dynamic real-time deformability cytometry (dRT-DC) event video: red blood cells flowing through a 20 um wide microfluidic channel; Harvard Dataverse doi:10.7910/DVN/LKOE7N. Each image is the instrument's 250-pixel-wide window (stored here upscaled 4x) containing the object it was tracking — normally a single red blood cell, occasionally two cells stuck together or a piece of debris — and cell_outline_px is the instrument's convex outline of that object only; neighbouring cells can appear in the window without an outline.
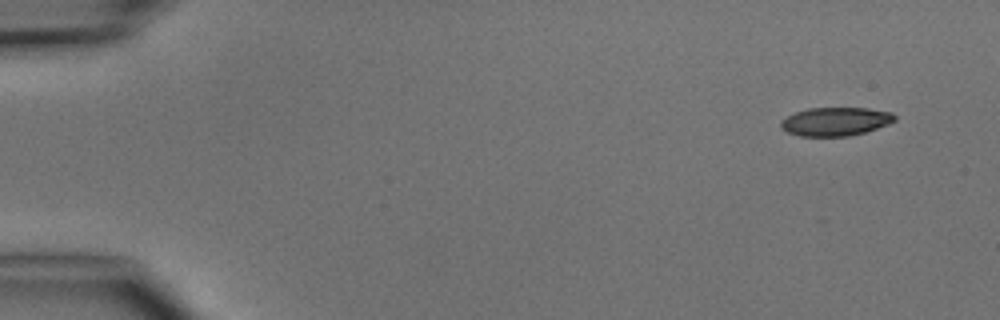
{"species": "common noctule bat (a hibernating species)", "species_latin": "Nyctalus noctula", "temperature_condition": "cold", "stored_images_in_passage": 4, "camera_frame_rate_fps": 3000, "um_per_image_px": 0.085, "animal": {"sex": "male", "body_mass_g": 15.6}, "frame": {"image": 1, "passage_image": 1, "time_ms": 0.0, "image_size_px": [1000, 320], "cell_outline_px": [[896, 120], [888, 124], [864, 132], [848, 136], [800, 136], [788, 132], [780, 128], [780, 120], [796, 112], [808, 108], [868, 108], [892, 112], [896, 116]], "centroid_in_image_um": [71.01, 10.32], "position_along_channel_um": 14.0, "area_um2": 18.9}}
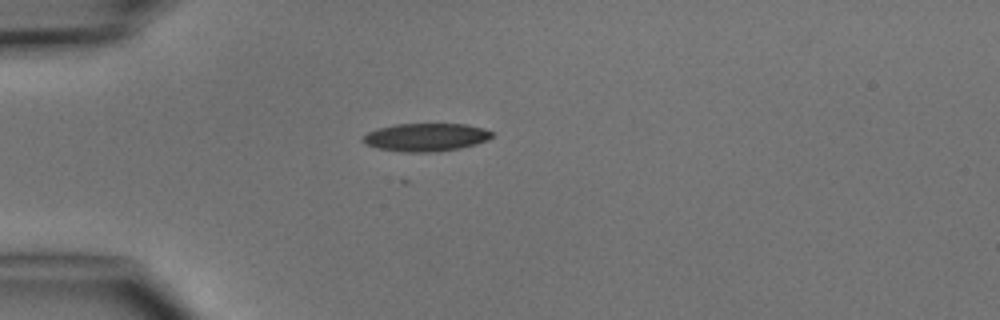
{"frame": {"image": 2, "passage_image": 4, "time_ms": 3.333, "image_size_px": [1000, 320], "cell_outline_px": [[496, 132], [488, 140], [476, 144], [460, 148], [432, 152], [404, 152], [376, 148], [364, 144], [360, 140], [368, 132], [376, 128], [396, 124], [464, 124], [484, 128]], "centroid_in_image_um": [36.19, 11.66], "position_along_channel_um": 48.8, "area_um2": 21.27}}